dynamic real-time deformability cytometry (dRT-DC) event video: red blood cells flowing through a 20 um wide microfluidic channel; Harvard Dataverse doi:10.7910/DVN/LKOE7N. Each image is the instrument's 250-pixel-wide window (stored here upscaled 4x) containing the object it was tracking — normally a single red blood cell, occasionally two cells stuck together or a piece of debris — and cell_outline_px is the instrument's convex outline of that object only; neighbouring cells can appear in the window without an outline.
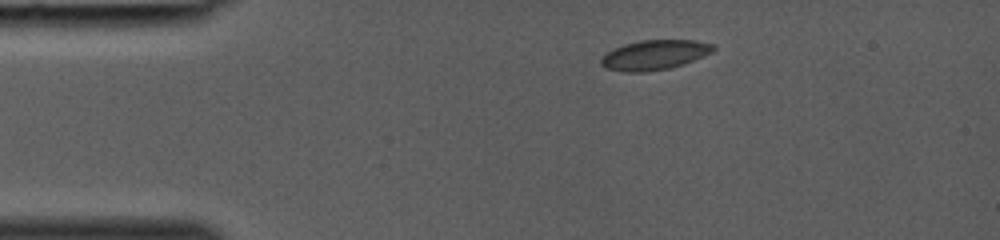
{"species": "common noctule bat (a hibernating species)", "species_latin": "Nyctalus noctula", "temperature_condition": "room temperature", "stored_images_in_passage": 29, "camera_frame_rate_fps": 3000, "um_per_image_px": 0.085, "animal": {"sex": "female", "body_mass_g": 19.0, "forearm_length_mm": 53.3}, "frame": {"image": 1, "passage_image": 1, "time_ms": 0.0, "image_size_px": [1000, 240], "cell_outline_px": [[716, 48], [712, 52], [704, 56], [684, 64], [668, 68], [644, 72], [624, 72], [604, 68], [600, 64], [600, 60], [608, 52], [624, 44], [640, 40], [696, 40], [712, 44]], "centroid_in_image_um": [55.64, 4.67], "position_along_channel_um": 29.4, "area_um2": 19.42}}
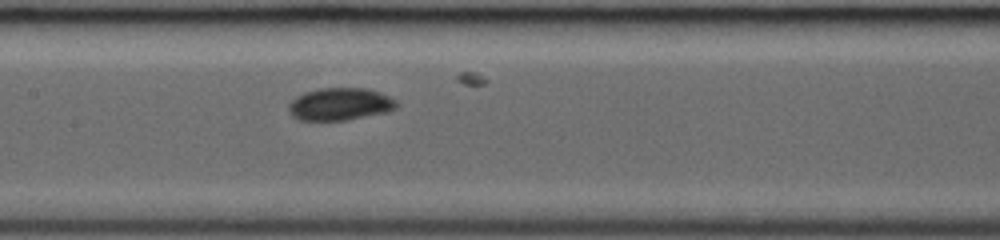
{"frame": {"image": 2, "passage_image": 13, "time_ms": 4.0, "image_size_px": [1000, 240], "cell_outline_px": [[400, 104], [396, 108], [384, 112], [348, 120], [300, 120], [292, 116], [288, 112], [288, 104], [296, 96], [304, 92], [320, 88], [368, 88], [380, 92], [396, 100]], "centroid_in_image_um": [28.88, 8.84], "position_along_channel_um": 178.5, "area_um2": 20.52}}
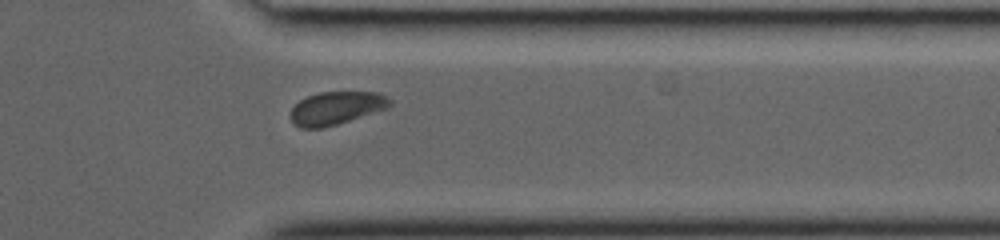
{"frame": {"image": 3, "passage_image": 25, "time_ms": 8.0, "image_size_px": [1000, 240], "cell_outline_px": [[392, 104], [388, 108], [324, 128], [300, 128], [292, 120], [288, 112], [300, 100], [308, 96], [320, 92], [376, 92], [388, 96], [392, 100]], "centroid_in_image_um": [28.59, 9.18], "position_along_channel_um": 382.8, "area_um2": 19.13}}